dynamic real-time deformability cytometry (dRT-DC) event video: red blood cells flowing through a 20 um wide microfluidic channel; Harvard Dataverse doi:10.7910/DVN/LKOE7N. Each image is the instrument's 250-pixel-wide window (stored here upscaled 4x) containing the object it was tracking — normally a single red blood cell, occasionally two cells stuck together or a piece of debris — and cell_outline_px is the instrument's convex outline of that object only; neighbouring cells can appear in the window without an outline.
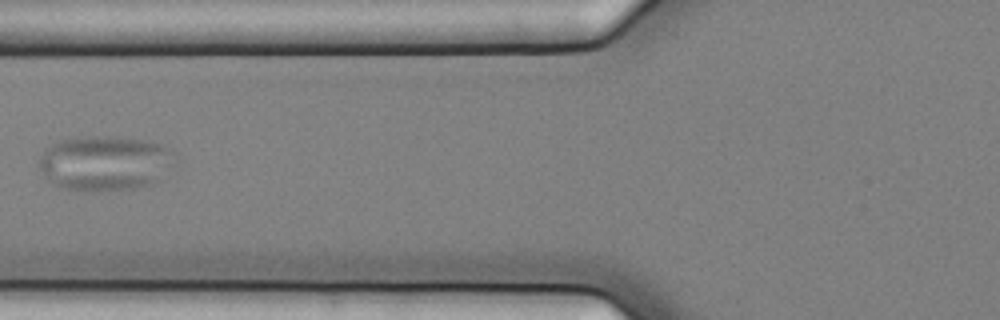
{"species": "common noctule bat (a hibernating species)", "species_latin": "Nyctalus noctula", "temperature_condition": "cold", "stored_images_in_passage": 9, "camera_frame_rate_fps": 3000, "um_per_image_px": 0.085, "animal": {"sex": "female", "body_mass_g": 25.1}, "frame": {"image": 1, "passage_image": 6, "time_ms": 1.667, "image_size_px": [1000, 320], "cell_outline_px": [[180, 160], [164, 180], [152, 184], [136, 188], [92, 192], [56, 188], [44, 176], [40, 168], [40, 156], [44, 148], [48, 144], [60, 140], [84, 136], [108, 136], [148, 140], [172, 148], [176, 152]], "centroid_in_image_um": [9.02, 13.88], "position_along_channel_um": 116.8, "area_um2": 45.37}}
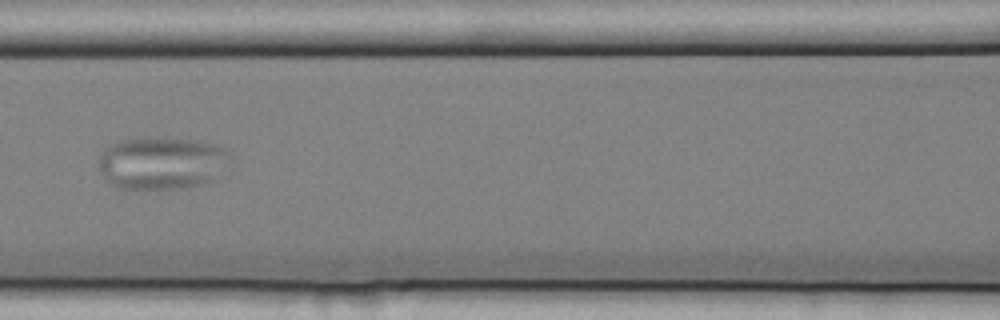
{"frame": {"image": 2, "passage_image": 7, "time_ms": 2.0, "image_size_px": [1000, 320], "cell_outline_px": [[236, 156], [216, 180], [204, 184], [180, 188], [120, 188], [108, 184], [100, 172], [100, 152], [108, 144], [120, 140], [140, 136], [160, 136], [196, 140], [212, 144], [224, 148]], "centroid_in_image_um": [13.8, 13.82], "position_along_channel_um": 152.8, "area_um2": 41.62}}
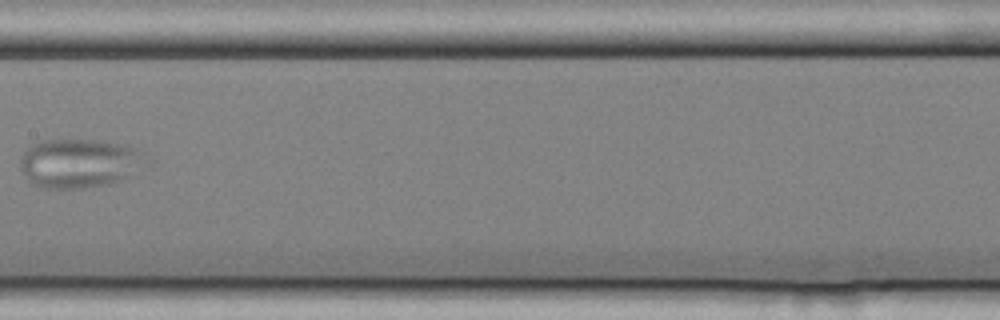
{"frame": {"image": 3, "passage_image": 8, "time_ms": 2.333, "image_size_px": [1000, 320], "cell_outline_px": [[152, 164], [124, 180], [108, 184], [84, 188], [40, 188], [32, 184], [24, 176], [20, 164], [20, 160], [24, 152], [32, 144], [40, 140], [92, 140], [116, 144], [136, 148], [144, 152], [152, 160]], "centroid_in_image_um": [6.83, 13.89], "position_along_channel_um": 200.6, "area_um2": 36.65}}